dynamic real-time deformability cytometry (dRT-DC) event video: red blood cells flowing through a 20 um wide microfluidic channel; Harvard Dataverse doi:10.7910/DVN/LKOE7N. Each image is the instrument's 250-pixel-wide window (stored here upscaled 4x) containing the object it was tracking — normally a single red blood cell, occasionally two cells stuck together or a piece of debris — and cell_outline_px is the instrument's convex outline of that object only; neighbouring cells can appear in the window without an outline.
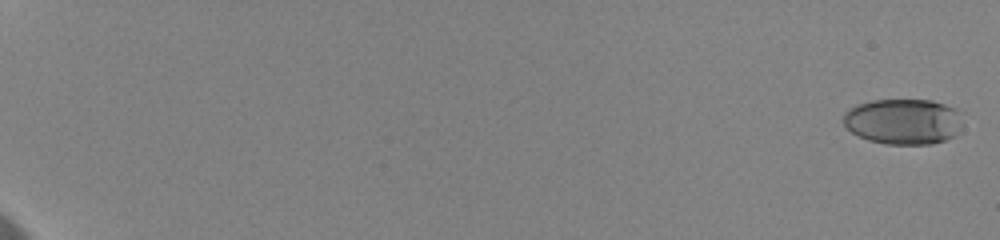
{"species": "human", "species_latin": "Homo sapiens", "temperature_condition": "cold", "stored_images_in_passage": 13, "camera_frame_rate_fps": 3000, "um_per_image_px": 0.085, "donor": {"sex": "female"}, "frame": {"image": 1, "passage_image": 1, "time_ms": 0.0, "image_size_px": [1000, 240], "cell_outline_px": [[956, 136], [932, 144], [884, 144], [868, 140], [852, 132], [844, 124], [844, 112], [856, 104], [872, 100], [932, 100], [956, 108]], "centroid_in_image_um": [76.69, 10.32], "position_along_channel_um": 8.3, "area_um2": 31.21}}
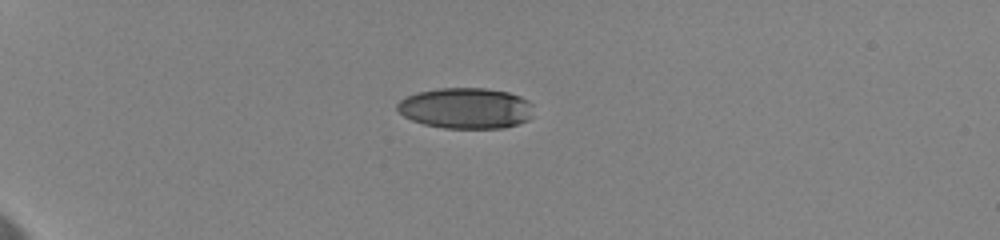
{"frame": {"image": 2, "passage_image": 7, "time_ms": 6.0, "image_size_px": [1000, 240], "cell_outline_px": [[532, 116], [528, 120], [504, 128], [444, 128], [424, 124], [412, 120], [404, 116], [396, 108], [396, 104], [400, 100], [416, 92], [440, 88], [488, 88], [508, 92], [520, 96], [528, 100], [532, 104]], "centroid_in_image_um": [39.6, 9.19], "position_along_channel_um": 45.4, "area_um2": 32.54}}
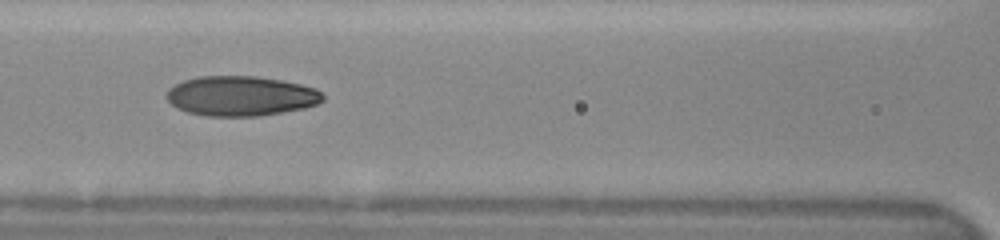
{"frame": {"image": 3, "passage_image": 12, "time_ms": 10.333, "image_size_px": [1000, 240], "cell_outline_px": [[324, 100], [316, 104], [304, 108], [256, 116], [208, 116], [188, 112], [176, 108], [168, 100], [168, 88], [184, 80], [200, 76], [256, 76], [280, 80], [300, 84], [316, 88], [324, 96]], "centroid_in_image_um": [20.48, 8.15], "position_along_channel_um": 146.1, "area_um2": 36.07}}